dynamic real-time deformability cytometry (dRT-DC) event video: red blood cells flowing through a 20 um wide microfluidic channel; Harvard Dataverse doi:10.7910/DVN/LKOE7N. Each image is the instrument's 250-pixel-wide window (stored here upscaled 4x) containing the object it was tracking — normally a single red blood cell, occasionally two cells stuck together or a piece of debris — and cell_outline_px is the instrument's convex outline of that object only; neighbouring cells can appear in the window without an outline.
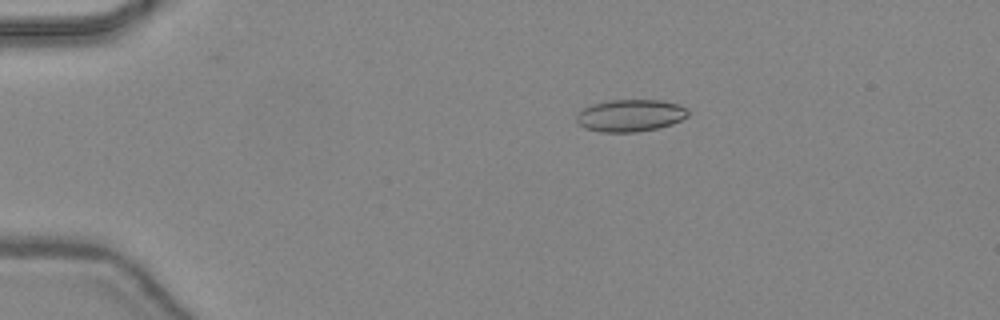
{"species": "common noctule bat (a hibernating species)", "species_latin": "Nyctalus noctula", "temperature_condition": "warm", "stored_images_in_passage": 43, "camera_frame_rate_fps": 3000, "um_per_image_px": 0.085, "animal": {"sex": "female", "body_mass_g": 24.6, "forearm_length_mm": 56.2}, "frame": {"image": 1, "passage_image": 6, "time_ms": 1.667, "image_size_px": [1000, 320], "cell_outline_px": [[688, 116], [672, 124], [656, 128], [636, 132], [600, 132], [584, 128], [576, 120], [576, 112], [580, 108], [592, 104], [612, 100], [660, 100], [680, 104], [688, 108]], "centroid_in_image_um": [53.55, 9.81], "position_along_channel_um": 31.4, "area_um2": 21.1}}
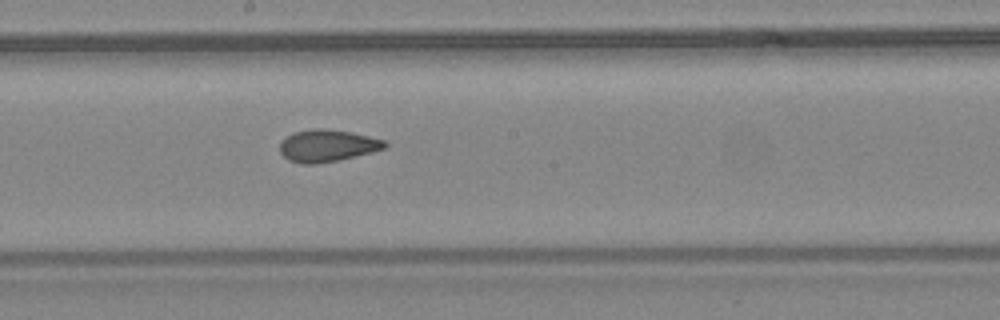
{"frame": {"image": 2, "passage_image": 23, "time_ms": 7.333, "image_size_px": [1000, 320], "cell_outline_px": [[388, 144], [384, 148], [372, 152], [356, 156], [316, 164], [304, 164], [288, 160], [280, 152], [280, 140], [284, 136], [296, 132], [316, 128], [324, 128], [352, 132], [384, 140]], "centroid_in_image_um": [27.79, 12.38], "position_along_channel_um": 220.4, "area_um2": 19.59}}
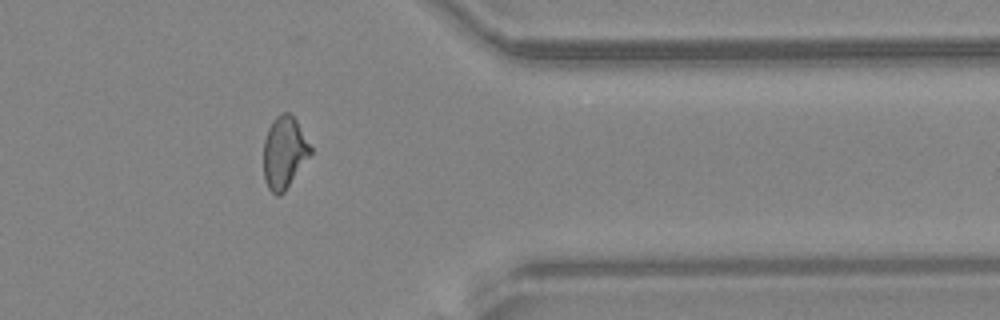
{"frame": {"image": 3, "passage_image": 35, "time_ms": 11.333, "image_size_px": [1000, 320], "cell_outline_px": [[312, 152], [284, 192], [280, 196], [276, 196], [268, 188], [264, 180], [264, 140], [268, 128], [272, 120], [276, 116], [284, 112], [288, 112], [296, 120], [312, 148]], "centroid_in_image_um": [24.14, 12.97], "position_along_channel_um": 387.3, "area_um2": 19.59}, "authors_computed_cell_mechanics": {"area_um2": 19.7676, "velocity_mm_per_s": 4.4662, "shape_relaxation_time_tau1_ms": null, "shape_relaxation_time_tau2_ms": 1.8399, "deformation_change_tau1": null, "deformation_change_tau2": 0.0761}}